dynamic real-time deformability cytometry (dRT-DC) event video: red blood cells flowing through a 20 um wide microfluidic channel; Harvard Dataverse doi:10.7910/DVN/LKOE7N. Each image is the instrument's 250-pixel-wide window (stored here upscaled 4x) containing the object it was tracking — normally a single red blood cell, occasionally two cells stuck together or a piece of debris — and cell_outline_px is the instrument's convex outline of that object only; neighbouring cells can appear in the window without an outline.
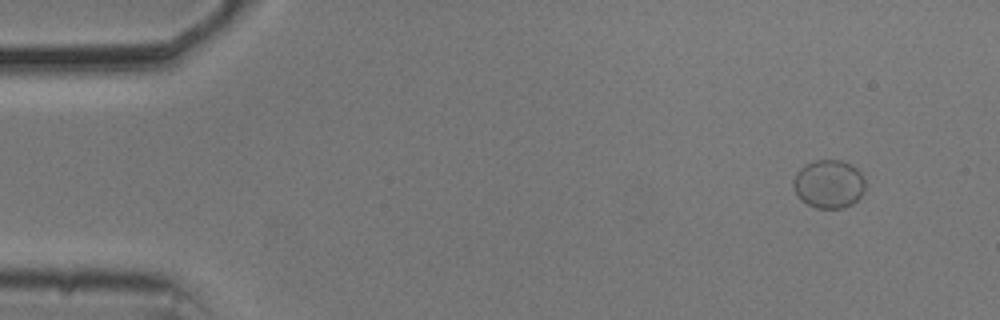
{"species": "common noctule bat (a hibernating species)", "species_latin": "Nyctalus noctula", "temperature_condition": "cold", "stored_images_in_passage": 52, "camera_frame_rate_fps": 3000, "um_per_image_px": 0.085, "animal": {"sex": "male", "body_mass_g": 20.5, "forearm_length_mm": 52.5}, "frame": {"image": 1, "passage_image": 1, "time_ms": 0.0, "image_size_px": [1000, 320], "cell_outline_px": [[864, 192], [852, 204], [844, 208], [816, 208], [800, 200], [792, 184], [792, 180], [796, 172], [804, 164], [816, 160], [844, 160], [852, 164], [860, 172], [864, 180]], "centroid_in_image_um": [70.43, 15.63], "position_along_channel_um": 14.6, "area_um2": 20.46}}
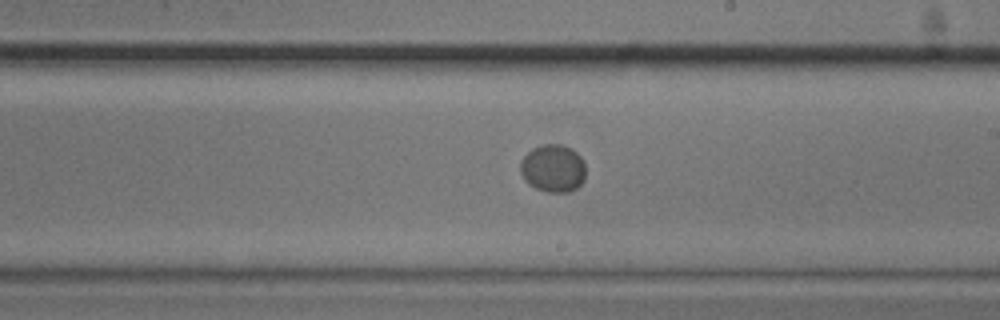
{"frame": {"image": 2, "passage_image": 28, "time_ms": 9.0, "image_size_px": [1000, 320], "cell_outline_px": [[584, 180], [576, 188], [568, 192], [544, 192], [528, 184], [524, 180], [520, 172], [520, 160], [532, 148], [544, 144], [560, 144], [572, 148], [580, 156], [584, 164]], "centroid_in_image_um": [46.98, 14.31], "position_along_channel_um": 242.0, "area_um2": 18.26}}
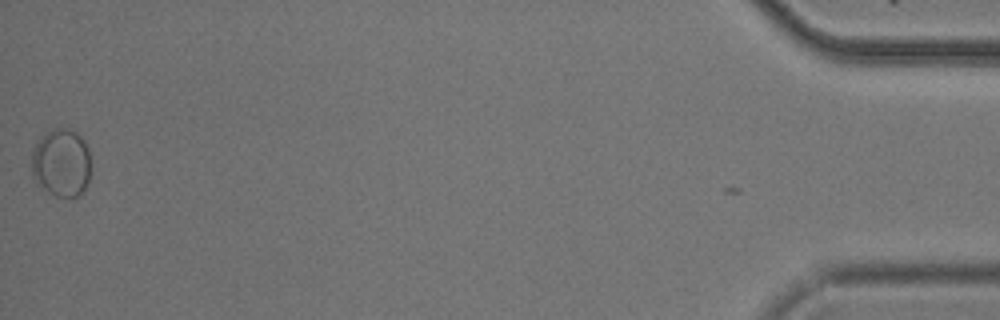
{"frame": {"image": 3, "passage_image": 51, "time_ms": 16.667, "image_size_px": [1000, 320], "cell_outline_px": [[92, 172], [80, 196], [56, 196], [48, 192], [32, 176], [32, 152], [40, 136], [52, 128], [68, 128], [76, 132], [84, 140], [88, 148], [92, 164]], "centroid_in_image_um": [5.25, 13.81], "position_along_channel_um": 430.0, "area_um2": 23.81}}